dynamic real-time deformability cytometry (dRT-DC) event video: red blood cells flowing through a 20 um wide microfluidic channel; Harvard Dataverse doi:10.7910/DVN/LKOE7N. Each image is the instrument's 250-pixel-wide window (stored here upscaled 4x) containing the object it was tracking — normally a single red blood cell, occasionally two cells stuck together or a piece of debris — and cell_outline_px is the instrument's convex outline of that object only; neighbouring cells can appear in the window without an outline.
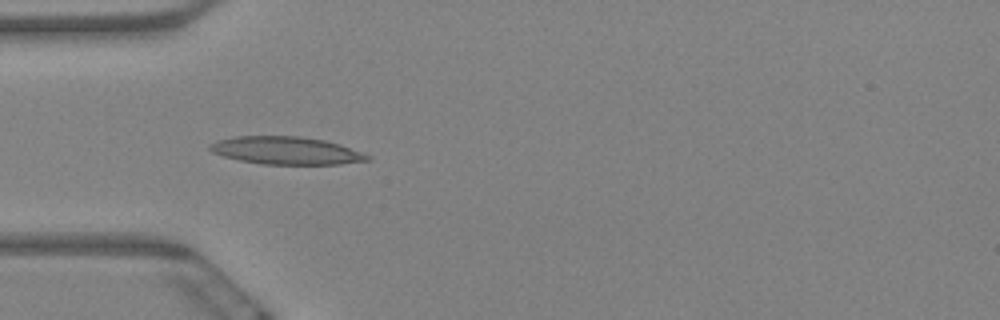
{"species": "Egyptian fruit bat (a non-hibernating species)", "species_latin": "Rousettus aegyptiacus", "temperature_condition": "warm", "stored_images_in_passage": 7, "camera_frame_rate_fps": 3000, "um_per_image_px": 0.085, "animal": {"sex": "female"}, "frame": {"image": 1, "passage_image": 6, "time_ms": 1.667, "image_size_px": [1000, 320], "cell_outline_px": [[372, 160], [340, 164], [260, 164], [240, 160], [224, 156], [212, 152], [208, 148], [208, 144], [220, 140], [236, 136], [300, 136], [324, 140], [340, 144], [372, 156]], "centroid_in_image_um": [24.35, 12.8], "position_along_channel_um": 60.6, "area_um2": 25.43}}
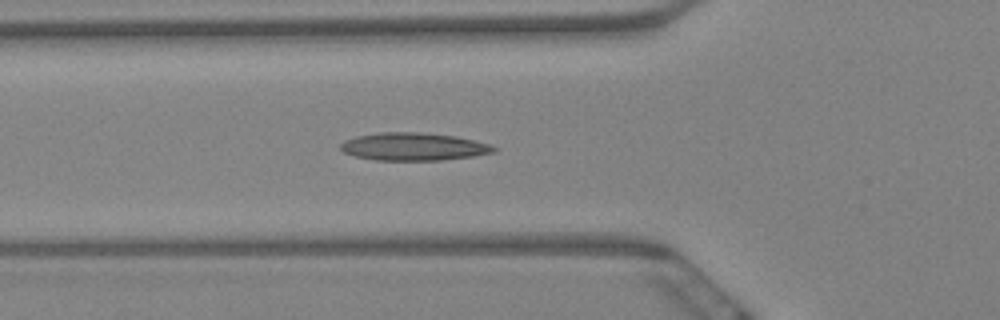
{"frame": {"image": 2, "passage_image": 7, "time_ms": 2.0, "image_size_px": [1000, 320], "cell_outline_px": [[496, 152], [472, 156], [440, 160], [376, 160], [356, 156], [344, 152], [340, 148], [340, 144], [344, 140], [356, 136], [380, 132], [420, 132], [456, 136], [488, 144], [496, 148]], "centroid_in_image_um": [35.12, 12.46], "position_along_channel_um": 90.7, "area_um2": 24.62}}